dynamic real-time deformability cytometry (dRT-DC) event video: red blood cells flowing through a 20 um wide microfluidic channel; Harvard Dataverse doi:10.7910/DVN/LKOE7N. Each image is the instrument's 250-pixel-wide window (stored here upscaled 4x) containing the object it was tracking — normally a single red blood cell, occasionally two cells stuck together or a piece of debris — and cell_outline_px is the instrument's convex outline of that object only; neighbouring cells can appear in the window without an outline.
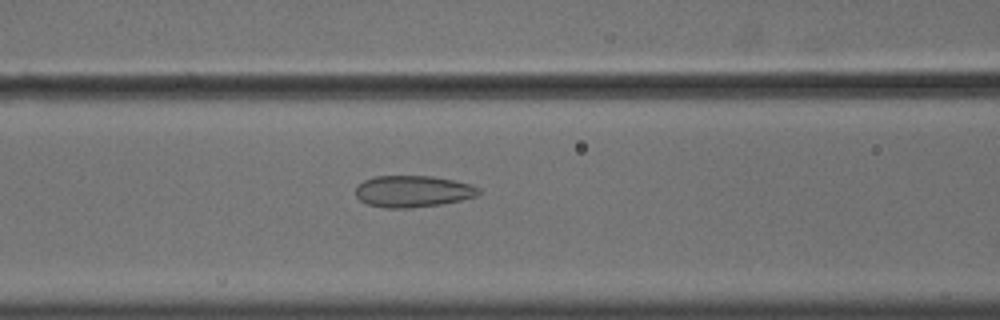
{"species": "common noctule bat (a hibernating species)", "species_latin": "Nyctalus noctula", "temperature_condition": "cold", "stored_images_in_passage": 44, "camera_frame_rate_fps": 3000, "um_per_image_px": 0.085, "animal": {"sex": "male", "body_mass_g": 18.8}, "frame": {"image": 1, "passage_image": 12, "time_ms": 3.667, "image_size_px": [1000, 320], "cell_outline_px": [[480, 192], [476, 196], [444, 204], [408, 208], [384, 208], [368, 204], [360, 200], [356, 196], [356, 184], [364, 180], [376, 176], [432, 176], [472, 184], [480, 188]], "centroid_in_image_um": [35.08, 16.26], "position_along_channel_um": 131.5, "area_um2": 22.77}}
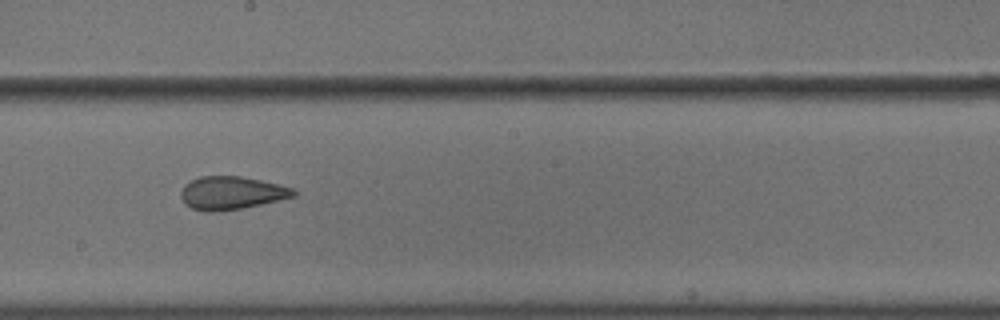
{"frame": {"image": 2, "passage_image": 20, "time_ms": 6.333, "image_size_px": [1000, 320], "cell_outline_px": [[296, 196], [244, 208], [220, 212], [208, 212], [192, 208], [184, 204], [180, 196], [180, 192], [184, 184], [200, 176], [240, 176], [260, 180], [296, 188]], "centroid_in_image_um": [19.67, 16.41], "position_along_channel_um": 228.5, "area_um2": 21.96}}
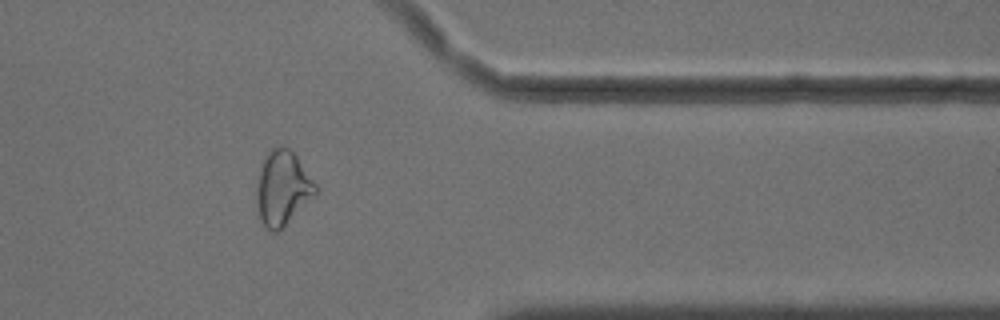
{"frame": {"image": 3, "passage_image": 34, "time_ms": 11.0, "image_size_px": [1000, 320], "cell_outline_px": [[320, 192], [280, 232], [272, 232], [264, 228], [260, 220], [256, 204], [256, 188], [260, 164], [268, 152], [276, 144], [280, 144], [288, 148], [296, 156], [316, 184]], "centroid_in_image_um": [24.02, 16.03], "position_along_channel_um": 387.4, "area_um2": 26.41}, "authors_computed_cell_mechanics": {"area_um2": 23.2645, "velocity_mm_per_s": 3.629, "shape_relaxation_time_tau1_ms": null, "shape_relaxation_time_tau2_ms": 1.8711, "deformation_change_tau1": null, "deformation_change_tau2": 0.0941}}